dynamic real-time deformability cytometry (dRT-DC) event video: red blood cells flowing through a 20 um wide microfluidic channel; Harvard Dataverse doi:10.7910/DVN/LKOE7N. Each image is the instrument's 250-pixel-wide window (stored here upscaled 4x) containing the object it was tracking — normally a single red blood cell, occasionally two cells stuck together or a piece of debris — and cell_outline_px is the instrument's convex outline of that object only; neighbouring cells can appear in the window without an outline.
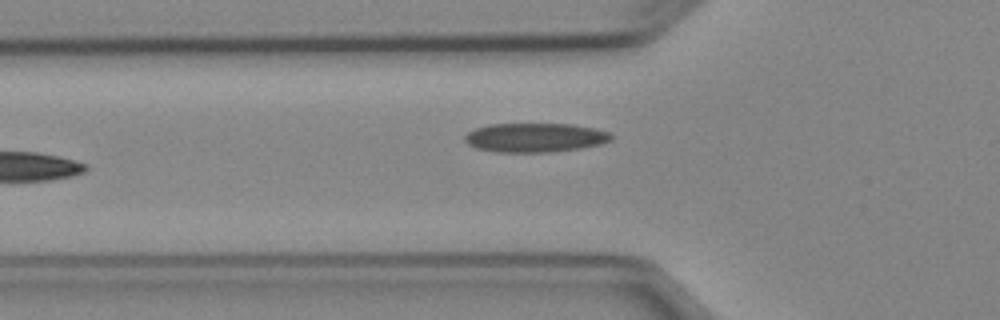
{"species": "Egyptian fruit bat (a non-hibernating species)", "species_latin": "Rousettus aegyptiacus", "temperature_condition": "cold", "stored_images_in_passage": 5, "camera_frame_rate_fps": 3000, "um_per_image_px": 0.085, "animal": {"sex": "female"}, "frame": {"image": 1, "passage_image": 5, "time_ms": 4.667, "image_size_px": [1000, 320], "cell_outline_px": [[612, 140], [600, 144], [580, 148], [552, 152], [496, 152], [476, 148], [468, 144], [464, 140], [464, 136], [468, 132], [476, 128], [488, 124], [572, 124], [592, 128], [608, 132], [612, 136]], "centroid_in_image_um": [45.45, 11.7], "position_along_channel_um": 80.4, "area_um2": 24.8}}